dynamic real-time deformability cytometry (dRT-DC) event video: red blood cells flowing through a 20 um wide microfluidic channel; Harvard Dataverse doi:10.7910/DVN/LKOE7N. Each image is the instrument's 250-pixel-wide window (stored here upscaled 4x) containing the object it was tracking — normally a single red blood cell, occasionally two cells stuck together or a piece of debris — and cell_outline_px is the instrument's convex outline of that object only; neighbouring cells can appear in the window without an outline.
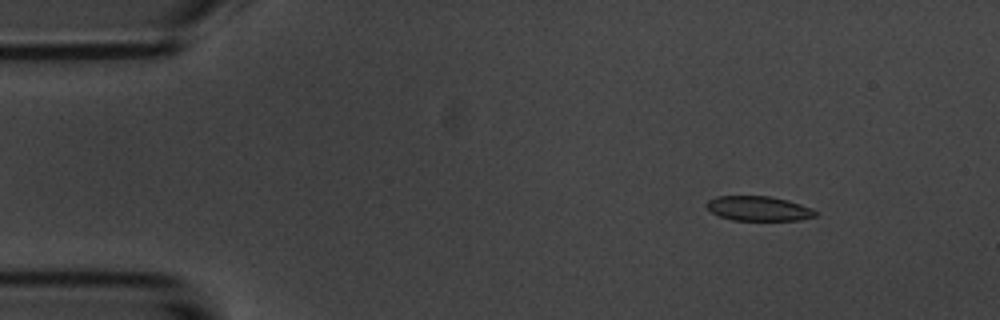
{"species": "common noctule bat (a hibernating species)", "species_latin": "Nyctalus noctula", "temperature_condition": "room temperature", "stored_images_in_passage": 5, "camera_frame_rate_fps": 3000, "um_per_image_px": 0.085, "animal": {"sex": "male", "body_mass_g": 20.1, "forearm_length_mm": 53.5}, "frame": {"image": 1, "passage_image": 2, "time_ms": 1.0, "image_size_px": [1000, 320], "cell_outline_px": [[816, 216], [800, 220], [732, 220], [720, 216], [712, 212], [704, 204], [708, 200], [716, 196], [772, 196], [788, 200], [812, 208], [816, 212]], "centroid_in_image_um": [64.47, 17.72], "position_along_channel_um": 20.5, "area_um2": 15.66}}
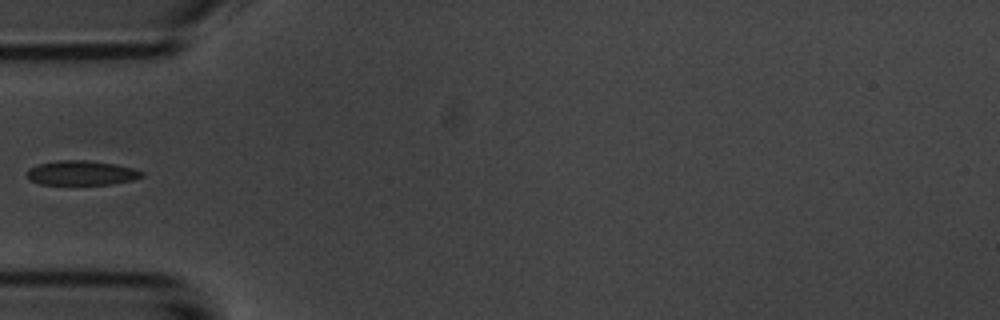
{"frame": {"image": 2, "passage_image": 5, "time_ms": 4.667, "image_size_px": [1000, 320], "cell_outline_px": [[144, 176], [132, 180], [112, 184], [40, 184], [28, 180], [28, 168], [40, 164], [56, 160], [84, 160], [112, 164], [132, 168], [144, 172]], "centroid_in_image_um": [6.91, 14.7], "position_along_channel_um": 78.1, "area_um2": 16.24}}